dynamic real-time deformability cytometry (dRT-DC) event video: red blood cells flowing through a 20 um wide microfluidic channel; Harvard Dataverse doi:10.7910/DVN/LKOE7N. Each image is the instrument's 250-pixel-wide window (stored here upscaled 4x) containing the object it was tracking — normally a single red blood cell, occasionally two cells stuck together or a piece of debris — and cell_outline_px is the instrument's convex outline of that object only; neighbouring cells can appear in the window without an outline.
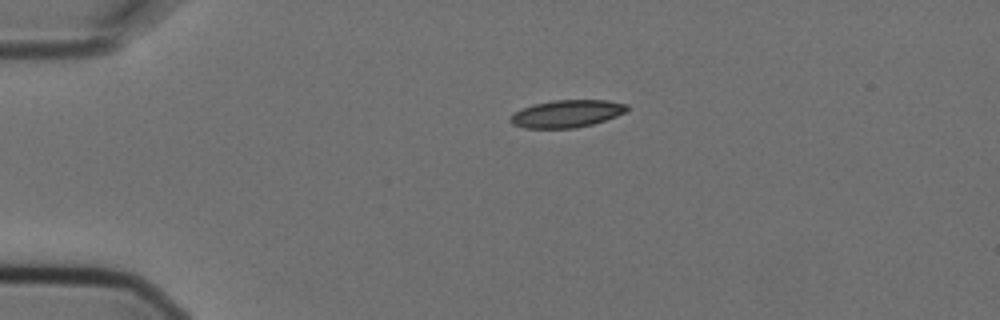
{"species": "Egyptian fruit bat (a non-hibernating species)", "species_latin": "Rousettus aegyptiacus", "temperature_condition": "cold", "stored_images_in_passage": 2, "camera_frame_rate_fps": 3000, "um_per_image_px": 0.085, "animal": {"sex": "female"}, "frame": {"image": 1, "passage_image": 1, "time_ms": 0.0, "image_size_px": [1000, 320], "cell_outline_px": [[628, 112], [592, 124], [576, 128], [524, 128], [512, 124], [508, 120], [516, 112], [532, 104], [552, 100], [608, 100], [628, 104]], "centroid_in_image_um": [48.2, 9.66], "position_along_channel_um": 36.8, "area_um2": 18.67}}